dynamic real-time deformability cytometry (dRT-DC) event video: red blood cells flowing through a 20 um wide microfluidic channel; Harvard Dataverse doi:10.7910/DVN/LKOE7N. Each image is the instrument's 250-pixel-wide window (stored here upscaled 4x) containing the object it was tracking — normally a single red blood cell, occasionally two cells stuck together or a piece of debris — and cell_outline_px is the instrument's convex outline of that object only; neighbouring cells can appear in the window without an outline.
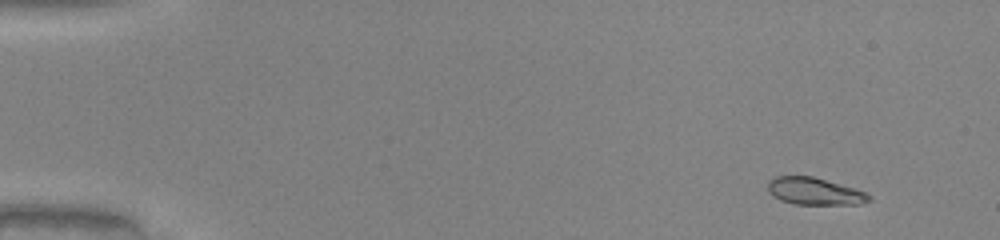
{"species": "common noctule bat (a hibernating species)", "species_latin": "Nyctalus noctula", "temperature_condition": "warm", "stored_images_in_passage": 51, "camera_frame_rate_fps": 3000, "um_per_image_px": 0.085, "animal": {"sex": "male", "body_mass_g": 20.0, "forearm_length_mm": 53.3}, "frame": {"image": 1, "passage_image": 4, "time_ms": 1.0, "image_size_px": [1000, 240], "cell_outline_px": [[872, 200], [860, 204], [792, 204], [780, 200], [772, 196], [768, 192], [768, 180], [776, 176], [812, 176], [856, 188], [872, 196]], "centroid_in_image_um": [69.23, 16.26], "position_along_channel_um": 15.8, "area_um2": 16.18}}
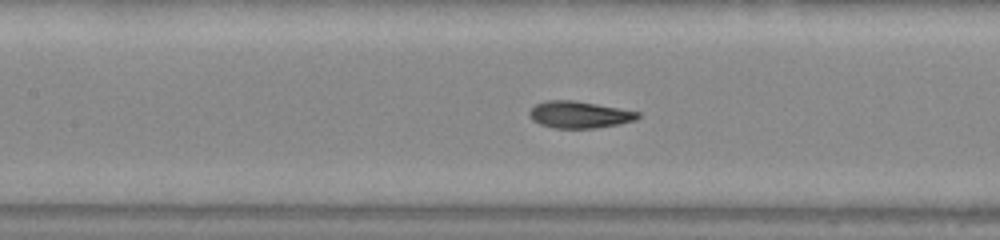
{"frame": {"image": 2, "passage_image": 24, "time_ms": 7.667, "image_size_px": [1000, 240], "cell_outline_px": [[640, 116], [636, 120], [620, 124], [596, 128], [552, 128], [540, 124], [532, 120], [528, 116], [528, 112], [536, 104], [548, 100], [572, 100], [596, 104], [640, 112]], "centroid_in_image_um": [49.23, 9.75], "position_along_channel_um": 158.2, "area_um2": 16.99}}
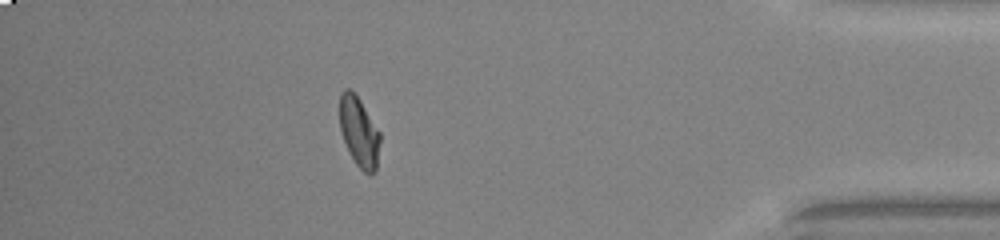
{"frame": {"image": 3, "passage_image": 45, "time_ms": 14.667, "image_size_px": [1000, 240], "cell_outline_px": [[380, 140], [376, 172], [368, 176], [356, 164], [340, 132], [340, 92], [344, 88], [348, 88], [360, 100], [380, 132]], "centroid_in_image_um": [30.53, 11.23], "position_along_channel_um": 404.7, "area_um2": 16.36}, "authors_computed_cell_mechanics": {"area_um2": 16.7042, "velocity_mm_per_s": 4.1099, "shape_relaxation_time_tau1_ms": 4.3786, "shape_relaxation_time_tau2_ms": 0.7671, "deformation_change_tau1": 0.2083, "deformation_change_tau2": 0.0609}}